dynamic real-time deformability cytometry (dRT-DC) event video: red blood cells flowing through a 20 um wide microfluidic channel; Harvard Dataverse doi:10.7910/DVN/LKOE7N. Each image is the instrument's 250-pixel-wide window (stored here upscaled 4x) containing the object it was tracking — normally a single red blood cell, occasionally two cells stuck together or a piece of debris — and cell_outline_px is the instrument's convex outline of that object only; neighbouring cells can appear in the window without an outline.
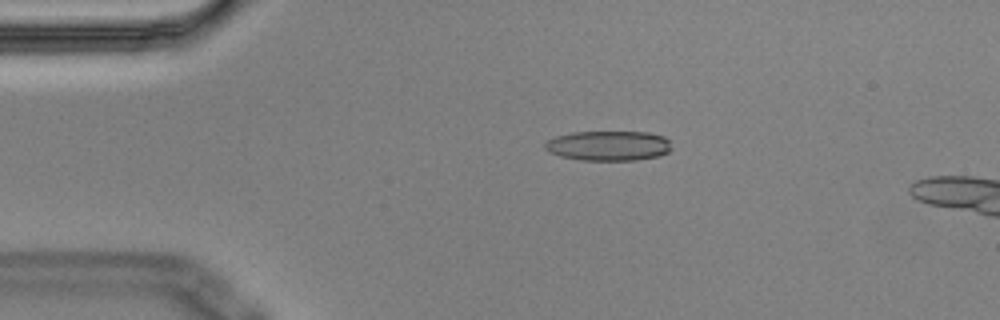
{"species": "Egyptian fruit bat (a non-hibernating species)", "species_latin": "Rousettus aegyptiacus", "temperature_condition": "cold", "stored_images_in_passage": 4, "camera_frame_rate_fps": 3000, "um_per_image_px": 0.085, "animal": {"sex": "male"}, "frame": {"image": 1, "passage_image": 2, "time_ms": 0.333, "image_size_px": [1000, 320], "cell_outline_px": [[672, 148], [668, 152], [660, 156], [636, 160], [580, 160], [560, 156], [548, 152], [544, 148], [544, 144], [548, 140], [556, 136], [572, 132], [648, 132], [664, 136], [668, 140]], "centroid_in_image_um": [51.72, 12.39], "position_along_channel_um": 33.3, "area_um2": 22.2}}